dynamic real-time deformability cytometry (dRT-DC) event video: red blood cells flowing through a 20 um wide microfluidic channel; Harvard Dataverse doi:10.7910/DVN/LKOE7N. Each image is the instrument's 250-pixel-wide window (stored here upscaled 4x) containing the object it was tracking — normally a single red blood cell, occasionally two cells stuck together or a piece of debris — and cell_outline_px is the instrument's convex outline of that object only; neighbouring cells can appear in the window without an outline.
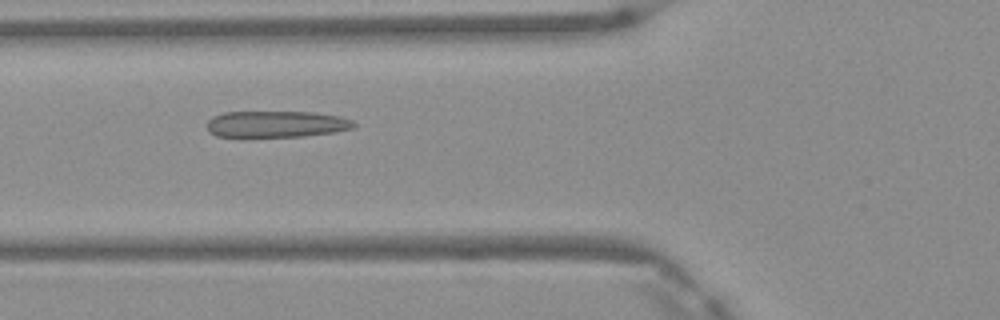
{"species": "Egyptian fruit bat (a non-hibernating species)", "species_latin": "Rousettus aegyptiacus", "temperature_condition": "warm", "stored_images_in_passage": 7, "camera_frame_rate_fps": 3000, "um_per_image_px": 0.085, "frame": {"image": 1, "passage_image": 5, "time_ms": 1.333, "image_size_px": [1000, 320], "cell_outline_px": [[356, 124], [352, 128], [336, 132], [304, 136], [216, 136], [208, 132], [208, 120], [212, 116], [224, 112], [312, 112], [340, 116], [352, 120]], "centroid_in_image_um": [23.49, 10.54], "position_along_channel_um": 102.3, "area_um2": 22.54}}
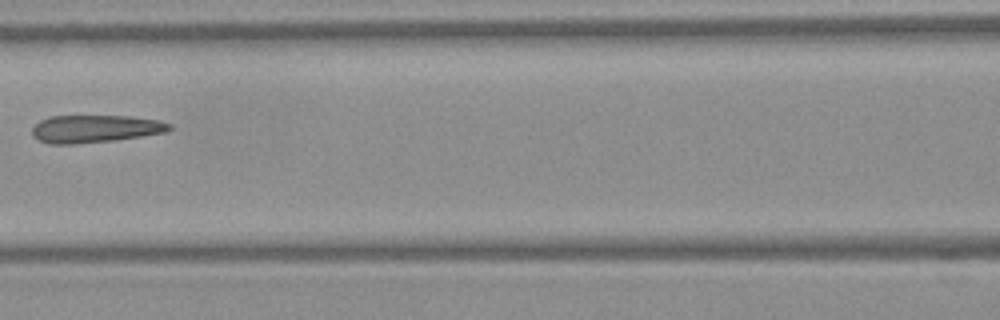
{"frame": {"image": 2, "passage_image": 6, "time_ms": 1.667, "image_size_px": [1000, 320], "cell_outline_px": [[172, 128], [164, 132], [116, 140], [76, 144], [48, 144], [36, 140], [32, 136], [32, 128], [40, 120], [48, 116], [132, 116], [160, 120], [172, 124]], "centroid_in_image_um": [8.05, 10.95], "position_along_channel_um": 158.6, "area_um2": 22.31}}
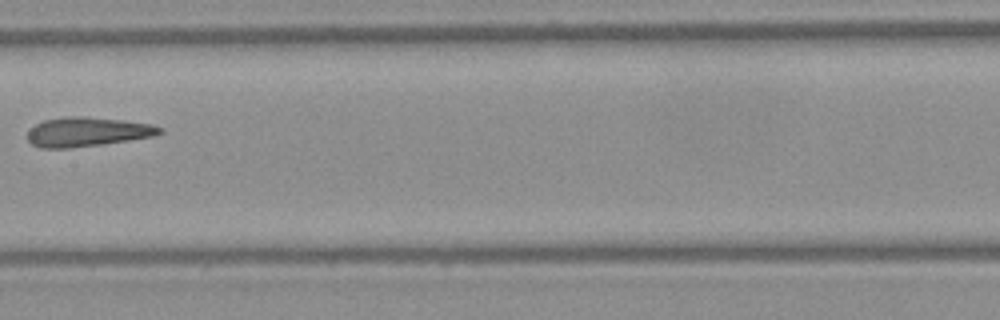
{"frame": {"image": 3, "passage_image": 7, "time_ms": 2.0, "image_size_px": [1000, 320], "cell_outline_px": [[164, 132], [152, 136], [128, 140], [100, 144], [68, 148], [40, 148], [32, 144], [28, 140], [28, 132], [36, 124], [44, 120], [64, 116], [84, 116], [124, 120], [152, 124], [164, 128]], "centroid_in_image_um": [7.43, 11.19], "position_along_channel_um": 200.0, "area_um2": 22.54}}